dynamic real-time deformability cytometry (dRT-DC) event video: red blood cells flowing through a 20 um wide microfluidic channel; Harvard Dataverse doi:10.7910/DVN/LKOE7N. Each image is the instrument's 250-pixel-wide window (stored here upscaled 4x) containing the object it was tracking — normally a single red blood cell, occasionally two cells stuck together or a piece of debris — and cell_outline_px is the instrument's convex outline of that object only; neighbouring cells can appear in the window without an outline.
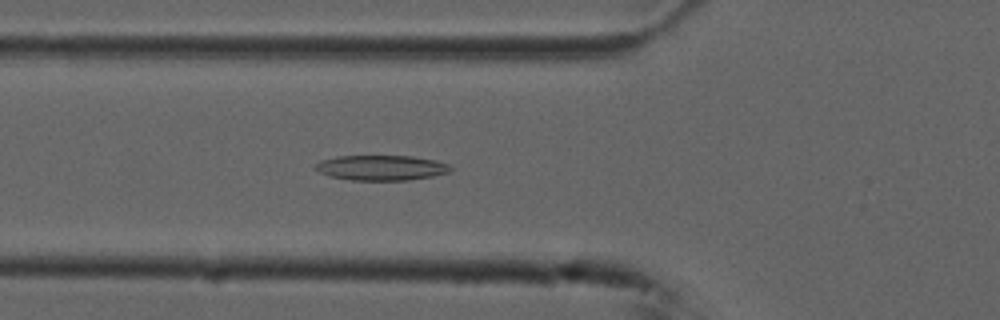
{"species": "common noctule bat (a hibernating species)", "species_latin": "Nyctalus noctula", "temperature_condition": "cold", "stored_images_in_passage": 54, "camera_frame_rate_fps": 3000, "um_per_image_px": 0.085, "animal": {"sex": "male", "forearm_length_mm": 52.5}, "frame": {"image": 1, "passage_image": 19, "time_ms": 6.0, "image_size_px": [1000, 320], "cell_outline_px": [[452, 168], [448, 172], [432, 176], [408, 180], [352, 180], [332, 176], [320, 172], [316, 168], [316, 164], [320, 160], [336, 156], [412, 156], [436, 160], [448, 164]], "centroid_in_image_um": [32.43, 14.25], "position_along_channel_um": 93.4, "area_um2": 19.59}}
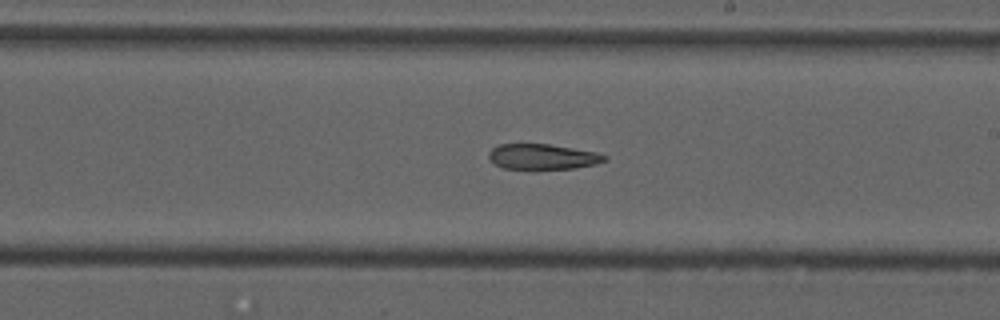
{"frame": {"image": 2, "passage_image": 31, "time_ms": 10.0, "image_size_px": [1000, 320], "cell_outline_px": [[608, 160], [596, 164], [576, 168], [504, 168], [496, 164], [488, 156], [488, 152], [492, 148], [500, 144], [548, 144], [596, 152], [608, 156]], "centroid_in_image_um": [46.16, 13.31], "position_along_channel_um": 242.8, "area_um2": 16.88}}
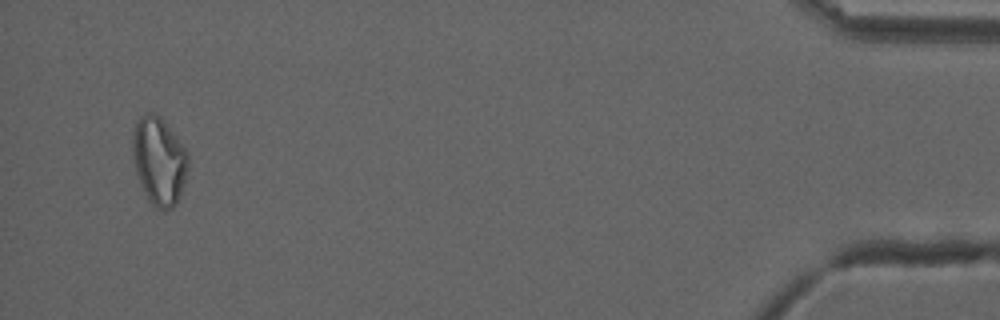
{"frame": {"image": 3, "passage_image": 52, "time_ms": 17.0, "image_size_px": [1000, 320], "cell_outline_px": [[188, 168], [184, 184], [176, 204], [172, 208], [156, 208], [148, 200], [140, 184], [136, 172], [132, 156], [132, 136], [136, 120], [140, 116], [148, 112], [156, 112], [160, 116], [176, 136], [188, 152]], "centroid_in_image_um": [13.5, 13.64], "position_along_channel_um": 421.7, "area_um2": 28.55}}